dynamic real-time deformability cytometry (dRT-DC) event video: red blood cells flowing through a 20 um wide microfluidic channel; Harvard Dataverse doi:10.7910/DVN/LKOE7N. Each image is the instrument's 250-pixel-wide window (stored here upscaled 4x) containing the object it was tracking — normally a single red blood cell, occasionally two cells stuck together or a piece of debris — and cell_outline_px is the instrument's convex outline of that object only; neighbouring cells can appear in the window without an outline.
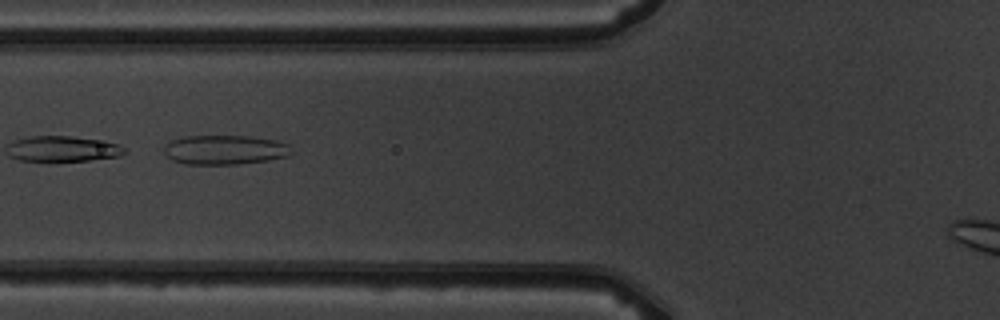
{"species": "common noctule bat (a hibernating species)", "species_latin": "Nyctalus noctula", "temperature_condition": "warm", "stored_images_in_passage": 6, "camera_frame_rate_fps": 3000, "um_per_image_px": 0.085, "animal": {"sex": "male", "body_mass_g": 19.5, "forearm_length_mm": 54.6}, "frame": {"image": 1, "passage_image": 2, "time_ms": 1.333, "image_size_px": [1000, 320], "cell_outline_px": [[292, 152], [288, 156], [268, 160], [236, 164], [184, 164], [172, 160], [164, 152], [164, 148], [172, 140], [184, 136], [248, 136], [276, 140], [288, 144]], "centroid_in_image_um": [19.12, 12.73], "position_along_channel_um": 106.7, "area_um2": 21.73}}
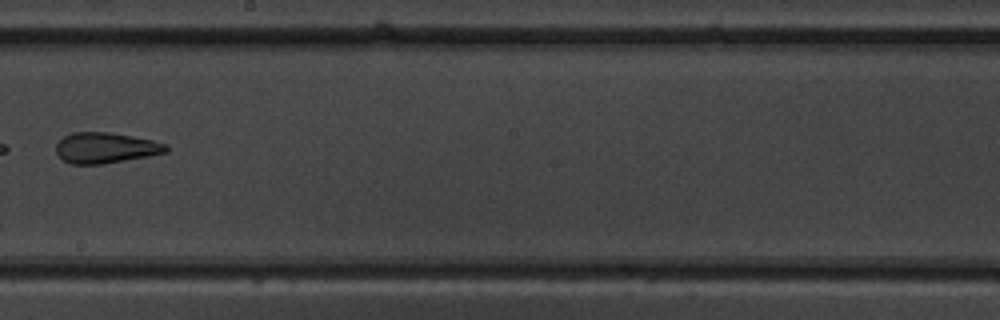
{"frame": {"image": 2, "passage_image": 5, "time_ms": 4.667, "image_size_px": [1000, 320], "cell_outline_px": [[168, 152], [148, 156], [104, 164], [72, 164], [64, 160], [56, 152], [56, 144], [64, 136], [72, 132], [108, 132], [132, 136], [152, 140], [168, 144]], "centroid_in_image_um": [8.99, 12.56], "position_along_channel_um": 239.2, "area_um2": 19.65}}
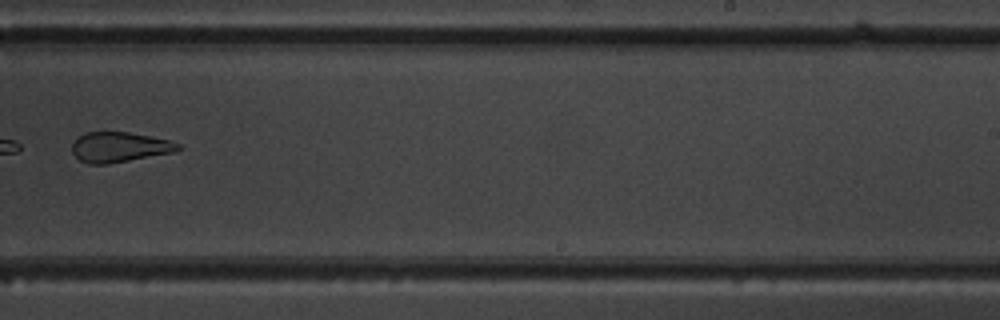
{"frame": {"image": 3, "passage_image": 6, "time_ms": 5.667, "image_size_px": [1000, 320], "cell_outline_px": [[180, 148], [176, 152], [108, 164], [88, 164], [80, 160], [72, 152], [72, 144], [84, 132], [128, 132], [168, 140], [180, 144]], "centroid_in_image_um": [10.15, 12.51], "position_along_channel_um": 278.9, "area_um2": 18.5}}